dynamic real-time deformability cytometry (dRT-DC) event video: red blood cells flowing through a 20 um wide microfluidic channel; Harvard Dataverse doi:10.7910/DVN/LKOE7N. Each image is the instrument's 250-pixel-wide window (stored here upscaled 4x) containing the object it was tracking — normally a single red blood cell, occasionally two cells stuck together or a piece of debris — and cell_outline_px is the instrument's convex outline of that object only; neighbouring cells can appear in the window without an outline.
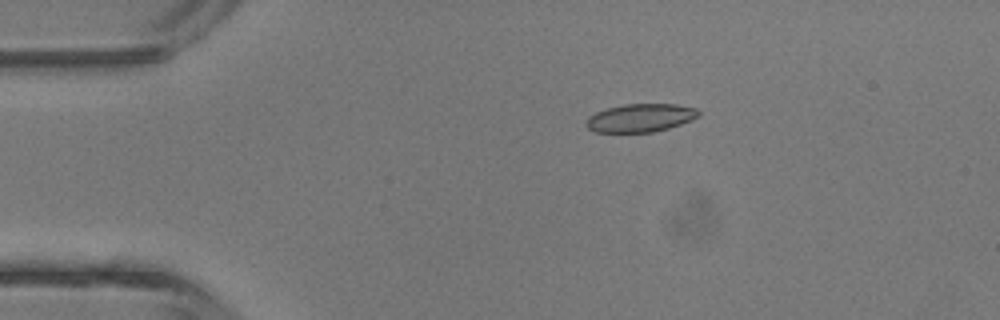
{"species": "common noctule bat (a hibernating species)", "species_latin": "Nyctalus noctula", "temperature_condition": "room temperature", "stored_images_in_passage": 3, "camera_frame_rate_fps": 3000, "um_per_image_px": 0.085, "animal": {"sex": "male", "body_mass_g": 13.3}, "frame": {"image": 1, "passage_image": 2, "time_ms": 1.0, "image_size_px": [1000, 320], "cell_outline_px": [[700, 116], [692, 120], [668, 128], [652, 132], [596, 132], [588, 128], [584, 124], [588, 116], [596, 112], [608, 108], [624, 104], [676, 104], [696, 108], [700, 112]], "centroid_in_image_um": [54.44, 10.01], "position_along_channel_um": 30.6, "area_um2": 18.5}}